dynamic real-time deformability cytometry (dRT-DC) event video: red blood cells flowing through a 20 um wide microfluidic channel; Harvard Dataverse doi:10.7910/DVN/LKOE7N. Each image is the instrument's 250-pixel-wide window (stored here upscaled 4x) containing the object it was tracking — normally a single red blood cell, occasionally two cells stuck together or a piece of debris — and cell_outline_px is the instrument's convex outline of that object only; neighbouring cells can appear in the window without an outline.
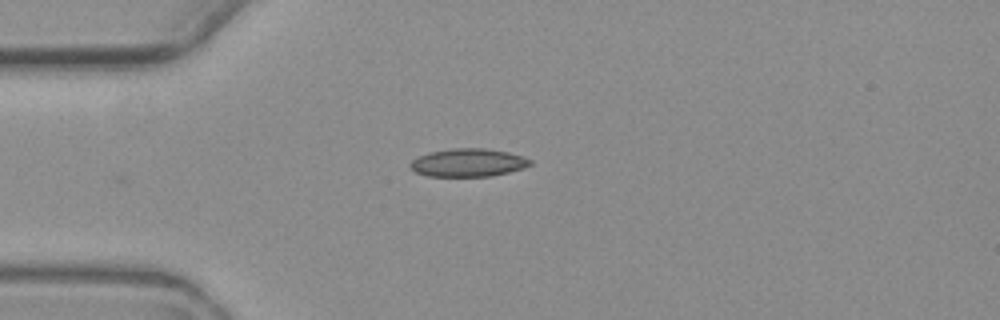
{"species": "common noctule bat (a hibernating species)", "species_latin": "Nyctalus noctula", "temperature_condition": "warm", "stored_images_in_passage": 4, "camera_frame_rate_fps": 3000, "um_per_image_px": 0.085, "animal": {"sex": "female", "body_mass_g": 19.3, "forearm_length_mm": 54.1}, "frame": {"image": 1, "passage_image": 4, "time_ms": 3.667, "image_size_px": [1000, 320], "cell_outline_px": [[532, 164], [524, 168], [508, 172], [488, 176], [428, 176], [416, 172], [408, 164], [412, 160], [428, 152], [452, 148], [484, 148], [508, 152], [532, 160]], "centroid_in_image_um": [39.78, 13.82], "position_along_channel_um": 45.2, "area_um2": 19.48}}